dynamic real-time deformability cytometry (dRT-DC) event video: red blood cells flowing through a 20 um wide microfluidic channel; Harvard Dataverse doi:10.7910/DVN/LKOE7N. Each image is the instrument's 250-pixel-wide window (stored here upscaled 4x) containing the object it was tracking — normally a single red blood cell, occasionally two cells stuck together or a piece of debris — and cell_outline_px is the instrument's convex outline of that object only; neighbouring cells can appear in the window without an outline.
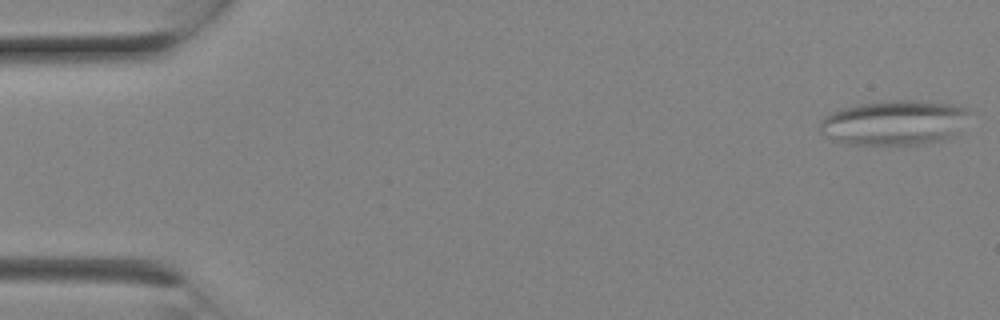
{"species": "Egyptian fruit bat (a non-hibernating species)", "species_latin": "Rousettus aegyptiacus", "temperature_condition": "room temperature", "stored_images_in_passage": 8, "camera_frame_rate_fps": 3000, "um_per_image_px": 0.085, "animal": {"sex": "female"}, "frame": {"image": 1, "passage_image": 1, "time_ms": 0.0, "image_size_px": [1000, 320], "cell_outline_px": [[972, 112], [956, 136], [948, 140], [924, 144], [844, 144], [832, 140], [820, 132], [820, 120], [824, 116], [840, 108], [880, 100], [916, 100], [952, 104], [968, 108]], "centroid_in_image_um": [76.06, 10.42], "position_along_channel_um": 8.9, "area_um2": 39.88}}
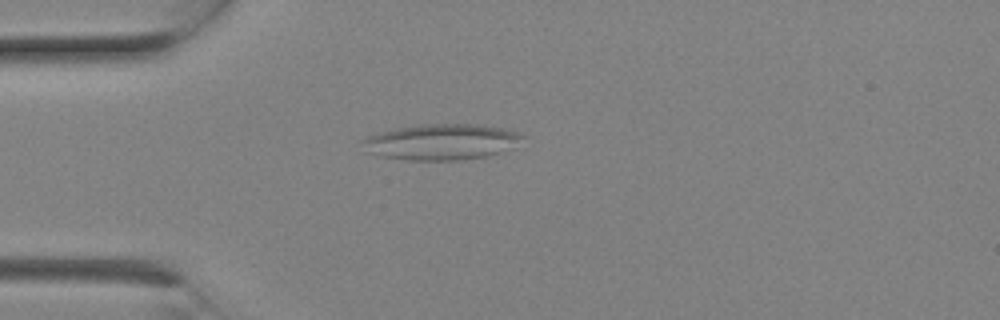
{"frame": {"image": 2, "passage_image": 6, "time_ms": 1.667, "image_size_px": [1000, 320], "cell_outline_px": [[524, 136], [516, 148], [484, 156], [464, 160], [408, 160], [376, 156], [360, 152], [360, 140], [368, 136], [380, 132], [396, 128], [420, 124], [476, 124], [504, 128], [520, 132]], "centroid_in_image_um": [37.45, 12.07], "position_along_channel_um": 47.5, "area_um2": 34.22}}